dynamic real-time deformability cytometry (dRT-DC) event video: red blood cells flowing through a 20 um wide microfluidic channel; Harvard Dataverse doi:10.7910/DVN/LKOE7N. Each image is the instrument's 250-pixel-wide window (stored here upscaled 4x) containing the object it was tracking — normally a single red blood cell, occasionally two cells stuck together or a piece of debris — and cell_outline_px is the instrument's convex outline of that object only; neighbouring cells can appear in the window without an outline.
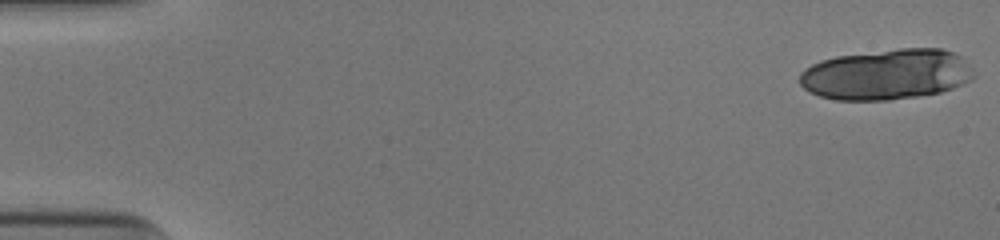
{"species": "human", "species_latin": "Homo sapiens", "temperature_condition": "cold", "stored_images_in_passage": 18, "camera_frame_rate_fps": 3000, "um_per_image_px": 0.085, "donor": {"sex": "male"}, "frame": {"image": 1, "passage_image": 1, "time_ms": 0.0, "image_size_px": [1000, 240], "cell_outline_px": [[976, 76], [972, 80], [964, 84], [940, 92], [916, 96], [888, 100], [836, 100], [820, 96], [808, 92], [800, 84], [800, 72], [804, 68], [820, 60], [836, 56], [900, 48], [940, 48], [952, 52], [960, 56], [972, 68]], "centroid_in_image_um": [75.35, 6.32], "position_along_channel_um": 9.7, "area_um2": 51.56}}